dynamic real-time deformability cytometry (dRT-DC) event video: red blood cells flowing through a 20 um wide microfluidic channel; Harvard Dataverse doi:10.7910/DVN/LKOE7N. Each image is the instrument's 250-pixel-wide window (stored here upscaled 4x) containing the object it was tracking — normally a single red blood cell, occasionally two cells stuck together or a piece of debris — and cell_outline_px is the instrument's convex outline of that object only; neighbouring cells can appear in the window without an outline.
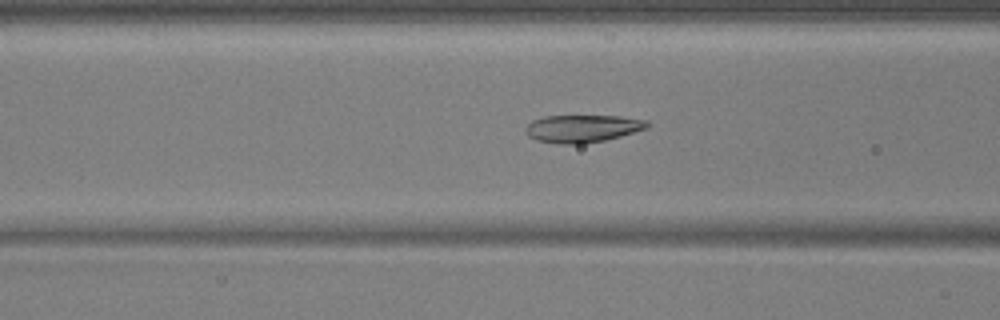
{"species": "common noctule bat (a hibernating species)", "species_latin": "Nyctalus noctula", "temperature_condition": "warm", "stored_images_in_passage": 54, "camera_frame_rate_fps": 3000, "um_per_image_px": 0.085, "animal": {"sex": "male", "body_mass_g": 17.9, "forearm_length_mm": 54.2}, "frame": {"image": 1, "passage_image": 22, "time_ms": 7.0, "image_size_px": [1000, 320], "cell_outline_px": [[652, 124], [648, 128], [620, 136], [604, 140], [584, 144], [556, 144], [536, 140], [528, 136], [524, 132], [524, 128], [532, 120], [544, 116], [620, 116], [648, 120]], "centroid_in_image_um": [49.5, 10.93], "position_along_channel_um": 117.1, "area_um2": 19.83}}
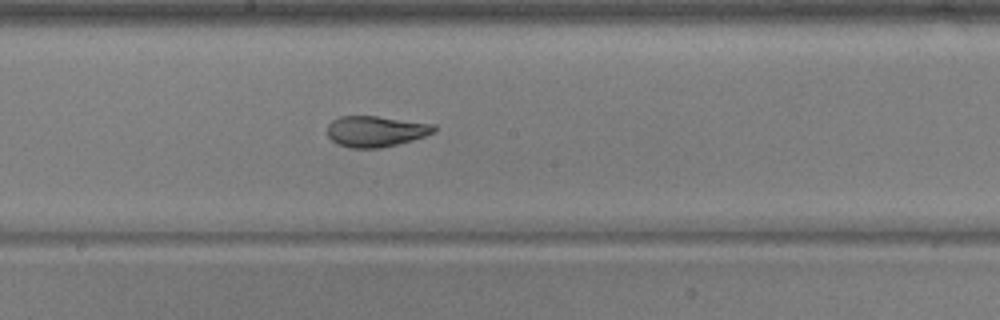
{"frame": {"image": 2, "passage_image": 30, "time_ms": 9.667, "image_size_px": [1000, 320], "cell_outline_px": [[436, 128], [432, 132], [424, 136], [412, 140], [380, 148], [348, 148], [336, 144], [328, 136], [328, 124], [332, 120], [340, 116], [376, 116], [436, 124]], "centroid_in_image_um": [31.9, 11.16], "position_along_channel_um": 216.3, "area_um2": 19.19}}
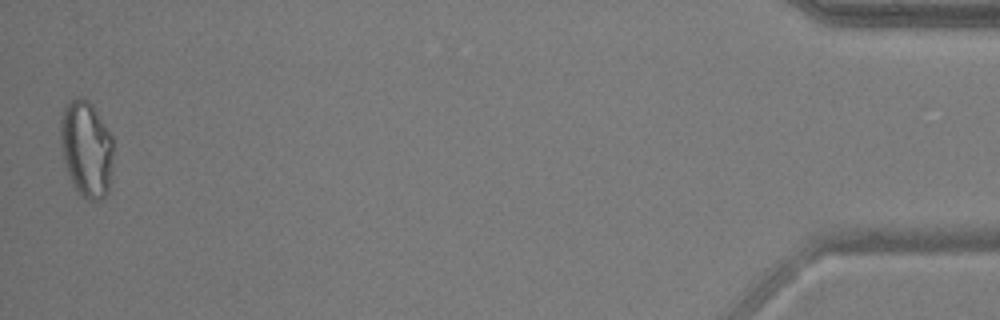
{"frame": {"image": 3, "passage_image": 54, "time_ms": 17.667, "image_size_px": [1000, 320], "cell_outline_px": [[112, 168], [108, 192], [104, 200], [88, 200], [76, 192], [72, 184], [64, 164], [60, 140], [60, 120], [64, 108], [68, 100], [80, 96], [88, 100], [92, 104], [112, 136]], "centroid_in_image_um": [7.33, 12.67], "position_along_channel_um": 427.9, "area_um2": 30.11}, "authors_computed_cell_mechanics": {"area_um2": 21.3571, "velocity_mm_per_s": 3.7158, "shape_relaxation_time_tau1_ms": 5.5125, "shape_relaxation_time_tau2_ms": 0.8412, "deformation_change_tau1": 0.1713, "deformation_change_tau2": 0.0734}}